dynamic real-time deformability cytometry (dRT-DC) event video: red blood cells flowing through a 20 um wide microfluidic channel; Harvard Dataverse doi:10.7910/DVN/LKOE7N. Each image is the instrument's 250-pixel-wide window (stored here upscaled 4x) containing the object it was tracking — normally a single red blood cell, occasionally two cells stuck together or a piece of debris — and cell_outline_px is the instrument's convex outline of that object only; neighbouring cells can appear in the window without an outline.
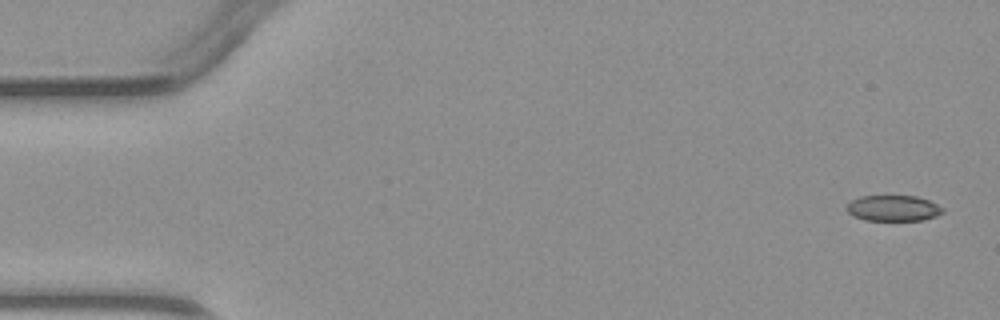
{"species": "common noctule bat (a hibernating species)", "species_latin": "Nyctalus noctula", "temperature_condition": "warm", "stored_images_in_passage": 4, "camera_frame_rate_fps": 3000, "um_per_image_px": 0.085, "animal": {"sex": "male", "body_mass_g": 23.1, "forearm_length_mm": 52.7}, "frame": {"image": 1, "passage_image": 1, "time_ms": 0.0, "image_size_px": [1000, 320], "cell_outline_px": [[944, 212], [936, 216], [924, 220], [864, 220], [852, 216], [848, 212], [848, 204], [852, 200], [860, 196], [916, 196], [928, 200], [944, 208]], "centroid_in_image_um": [75.94, 17.7], "position_along_channel_um": 9.1, "area_um2": 14.39}}
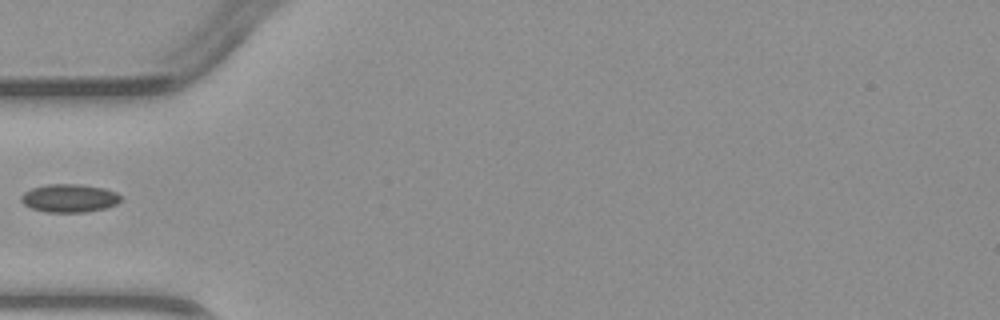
{"frame": {"image": 2, "passage_image": 4, "time_ms": 4.667, "image_size_px": [1000, 320], "cell_outline_px": [[120, 200], [116, 204], [108, 208], [84, 212], [44, 212], [28, 208], [20, 200], [20, 196], [24, 192], [32, 188], [48, 184], [80, 184], [104, 188], [116, 192], [120, 196]], "centroid_in_image_um": [5.86, 16.85], "position_along_channel_um": 79.1, "area_um2": 16.53}}